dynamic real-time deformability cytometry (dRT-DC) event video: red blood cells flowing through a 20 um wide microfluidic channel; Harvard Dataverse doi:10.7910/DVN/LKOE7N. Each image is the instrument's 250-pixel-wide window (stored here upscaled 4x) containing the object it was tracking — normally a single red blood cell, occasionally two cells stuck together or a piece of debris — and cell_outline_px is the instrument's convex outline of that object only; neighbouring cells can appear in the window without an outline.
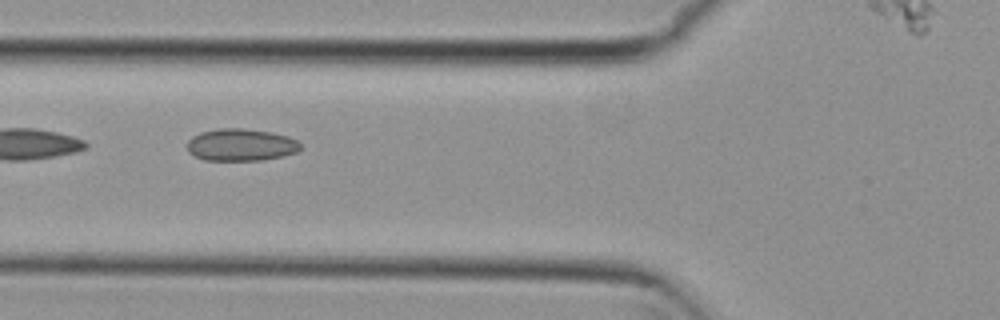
{"species": "common noctule bat (a hibernating species)", "species_latin": "Nyctalus noctula", "temperature_condition": "cold", "stored_images_in_passage": 9, "segment_of_instrument_passage": [1, 2], "camera_frame_rate_fps": 3000, "um_per_image_px": 0.085, "animal": {"sex": "female", "body_mass_g": 29.2, "forearm_length_mm": 56.3}, "frame": {"image": 1, "passage_image": 3, "time_ms": 0.667, "image_size_px": [1000, 320], "cell_outline_px": [[300, 148], [296, 152], [264, 160], [204, 160], [188, 152], [188, 140], [192, 136], [200, 132], [220, 128], [244, 128], [268, 132], [288, 136], [296, 140], [300, 144]], "centroid_in_image_um": [20.45, 12.31], "position_along_channel_um": 105.4, "area_um2": 21.1}}
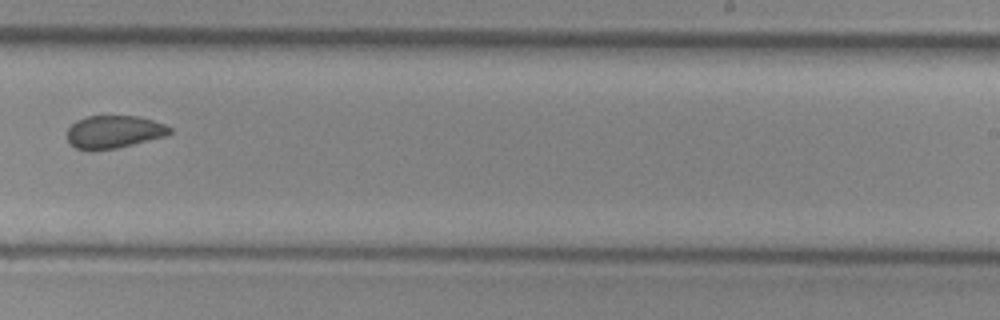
{"frame": {"image": 2, "passage_image": 7, "time_ms": 2.0, "image_size_px": [1000, 320], "cell_outline_px": [[172, 132], [168, 136], [116, 148], [76, 148], [68, 144], [68, 128], [76, 120], [88, 116], [140, 116], [164, 124], [172, 128]], "centroid_in_image_um": [9.73, 11.18], "position_along_channel_um": 279.3, "area_um2": 19.36}}
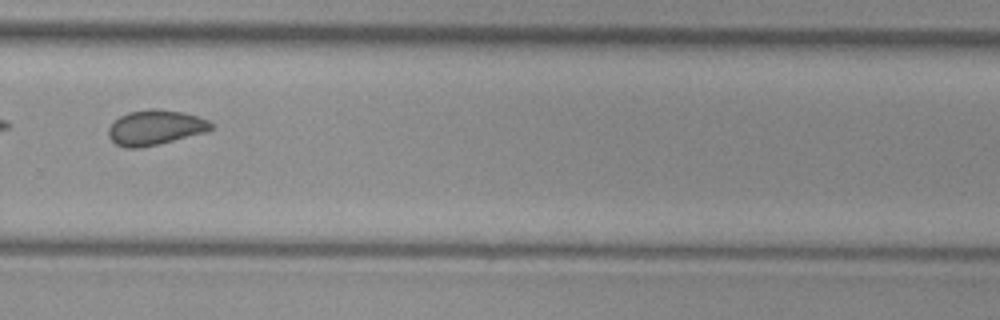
{"frame": {"image": 3, "passage_image": 8, "time_ms": 2.333, "image_size_px": [1000, 320], "cell_outline_px": [[212, 128], [204, 132], [140, 148], [124, 148], [116, 144], [108, 136], [108, 128], [120, 116], [128, 112], [152, 108], [156, 108], [184, 112], [208, 120], [212, 124]], "centroid_in_image_um": [13.16, 10.83], "position_along_channel_um": 316.6, "area_um2": 20.63}}